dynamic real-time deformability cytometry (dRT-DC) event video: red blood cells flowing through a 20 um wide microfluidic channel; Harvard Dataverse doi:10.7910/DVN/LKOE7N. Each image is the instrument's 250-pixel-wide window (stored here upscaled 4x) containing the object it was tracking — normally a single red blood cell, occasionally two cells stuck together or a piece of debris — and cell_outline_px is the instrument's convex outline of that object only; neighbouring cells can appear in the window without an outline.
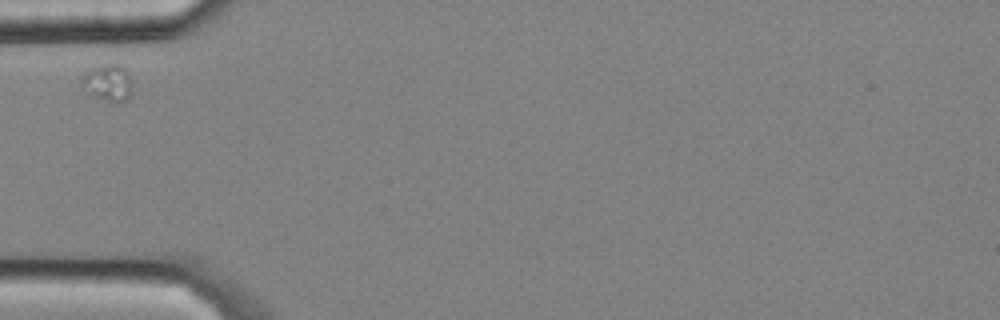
{"species": "common noctule bat (a hibernating species)", "species_latin": "Nyctalus noctula", "temperature_condition": "cold", "stored_images_in_passage": 3, "camera_frame_rate_fps": 3000, "um_per_image_px": 0.085, "animal": {"sex": "male", "body_mass_g": 20.4}, "frame": {"image": 1, "passage_image": 1, "time_ms": 0.0, "image_size_px": [1000, 320], "cell_outline_px": [[140, 72], [132, 92], [124, 100], [104, 100], [92, 96], [64, 68], [88, 64], [124, 64], [140, 68]], "centroid_in_image_um": [9.04, 6.78], "position_along_channel_um": 76.0, "area_um2": 14.1}}